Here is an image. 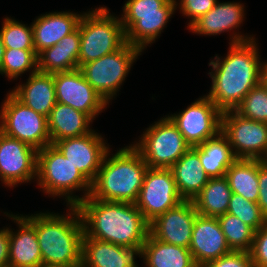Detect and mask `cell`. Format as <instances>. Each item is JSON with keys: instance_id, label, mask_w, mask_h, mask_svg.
<instances>
[{"instance_id": "obj_1", "label": "cell", "mask_w": 267, "mask_h": 267, "mask_svg": "<svg viewBox=\"0 0 267 267\" xmlns=\"http://www.w3.org/2000/svg\"><path fill=\"white\" fill-rule=\"evenodd\" d=\"M232 38L223 61L216 55L209 63L214 72L209 73L212 86L207 96L221 112L234 110L246 94L261 83L263 64L259 61L255 39L236 33Z\"/></svg>"}, {"instance_id": "obj_2", "label": "cell", "mask_w": 267, "mask_h": 267, "mask_svg": "<svg viewBox=\"0 0 267 267\" xmlns=\"http://www.w3.org/2000/svg\"><path fill=\"white\" fill-rule=\"evenodd\" d=\"M76 207L88 237L127 247L144 244L149 235V222L134 203L103 201L88 196Z\"/></svg>"}, {"instance_id": "obj_3", "label": "cell", "mask_w": 267, "mask_h": 267, "mask_svg": "<svg viewBox=\"0 0 267 267\" xmlns=\"http://www.w3.org/2000/svg\"><path fill=\"white\" fill-rule=\"evenodd\" d=\"M70 216L41 213L25 218L36 228L42 267H81L84 226L76 206Z\"/></svg>"}, {"instance_id": "obj_4", "label": "cell", "mask_w": 267, "mask_h": 267, "mask_svg": "<svg viewBox=\"0 0 267 267\" xmlns=\"http://www.w3.org/2000/svg\"><path fill=\"white\" fill-rule=\"evenodd\" d=\"M106 152L96 178L91 183L90 197L110 202L136 203L148 166L131 145L111 158Z\"/></svg>"}, {"instance_id": "obj_5", "label": "cell", "mask_w": 267, "mask_h": 267, "mask_svg": "<svg viewBox=\"0 0 267 267\" xmlns=\"http://www.w3.org/2000/svg\"><path fill=\"white\" fill-rule=\"evenodd\" d=\"M126 43V33L120 18L101 7L82 15L80 19L79 68L88 62L119 50Z\"/></svg>"}, {"instance_id": "obj_6", "label": "cell", "mask_w": 267, "mask_h": 267, "mask_svg": "<svg viewBox=\"0 0 267 267\" xmlns=\"http://www.w3.org/2000/svg\"><path fill=\"white\" fill-rule=\"evenodd\" d=\"M36 176L39 178V186L46 191L45 193L54 196L67 195L66 200L70 206H76L91 192V183L53 144L38 150ZM79 188L85 191L83 197L70 196L73 190Z\"/></svg>"}, {"instance_id": "obj_7", "label": "cell", "mask_w": 267, "mask_h": 267, "mask_svg": "<svg viewBox=\"0 0 267 267\" xmlns=\"http://www.w3.org/2000/svg\"><path fill=\"white\" fill-rule=\"evenodd\" d=\"M175 0H128L120 18L126 42L143 50L165 27L176 9Z\"/></svg>"}, {"instance_id": "obj_8", "label": "cell", "mask_w": 267, "mask_h": 267, "mask_svg": "<svg viewBox=\"0 0 267 267\" xmlns=\"http://www.w3.org/2000/svg\"><path fill=\"white\" fill-rule=\"evenodd\" d=\"M133 147L149 168H171L191 147L169 117L147 128Z\"/></svg>"}, {"instance_id": "obj_9", "label": "cell", "mask_w": 267, "mask_h": 267, "mask_svg": "<svg viewBox=\"0 0 267 267\" xmlns=\"http://www.w3.org/2000/svg\"><path fill=\"white\" fill-rule=\"evenodd\" d=\"M141 52L126 42L119 50L83 64L79 69L86 81L109 103Z\"/></svg>"}, {"instance_id": "obj_10", "label": "cell", "mask_w": 267, "mask_h": 267, "mask_svg": "<svg viewBox=\"0 0 267 267\" xmlns=\"http://www.w3.org/2000/svg\"><path fill=\"white\" fill-rule=\"evenodd\" d=\"M1 132L37 150L51 144L47 117L35 112L11 92L1 107Z\"/></svg>"}, {"instance_id": "obj_11", "label": "cell", "mask_w": 267, "mask_h": 267, "mask_svg": "<svg viewBox=\"0 0 267 267\" xmlns=\"http://www.w3.org/2000/svg\"><path fill=\"white\" fill-rule=\"evenodd\" d=\"M221 132L228 138L237 159L262 160L267 152V123L228 110L222 112Z\"/></svg>"}, {"instance_id": "obj_12", "label": "cell", "mask_w": 267, "mask_h": 267, "mask_svg": "<svg viewBox=\"0 0 267 267\" xmlns=\"http://www.w3.org/2000/svg\"><path fill=\"white\" fill-rule=\"evenodd\" d=\"M181 201L171 169L148 167L135 203L143 217L150 223Z\"/></svg>"}, {"instance_id": "obj_13", "label": "cell", "mask_w": 267, "mask_h": 267, "mask_svg": "<svg viewBox=\"0 0 267 267\" xmlns=\"http://www.w3.org/2000/svg\"><path fill=\"white\" fill-rule=\"evenodd\" d=\"M222 112L208 96L198 99L179 114L168 116L190 147L198 146L221 131Z\"/></svg>"}, {"instance_id": "obj_14", "label": "cell", "mask_w": 267, "mask_h": 267, "mask_svg": "<svg viewBox=\"0 0 267 267\" xmlns=\"http://www.w3.org/2000/svg\"><path fill=\"white\" fill-rule=\"evenodd\" d=\"M56 100L87 114L92 120L108 104L86 81L81 70L52 73Z\"/></svg>"}, {"instance_id": "obj_15", "label": "cell", "mask_w": 267, "mask_h": 267, "mask_svg": "<svg viewBox=\"0 0 267 267\" xmlns=\"http://www.w3.org/2000/svg\"><path fill=\"white\" fill-rule=\"evenodd\" d=\"M38 150L0 132V178L7 186L30 181L37 175Z\"/></svg>"}, {"instance_id": "obj_16", "label": "cell", "mask_w": 267, "mask_h": 267, "mask_svg": "<svg viewBox=\"0 0 267 267\" xmlns=\"http://www.w3.org/2000/svg\"><path fill=\"white\" fill-rule=\"evenodd\" d=\"M53 145L92 183L108 151L102 136L93 130L83 136L58 140Z\"/></svg>"}, {"instance_id": "obj_17", "label": "cell", "mask_w": 267, "mask_h": 267, "mask_svg": "<svg viewBox=\"0 0 267 267\" xmlns=\"http://www.w3.org/2000/svg\"><path fill=\"white\" fill-rule=\"evenodd\" d=\"M198 215L193 201L183 200L149 223V233L164 243L189 248Z\"/></svg>"}, {"instance_id": "obj_18", "label": "cell", "mask_w": 267, "mask_h": 267, "mask_svg": "<svg viewBox=\"0 0 267 267\" xmlns=\"http://www.w3.org/2000/svg\"><path fill=\"white\" fill-rule=\"evenodd\" d=\"M189 250L198 267L232 251L217 217L196 216Z\"/></svg>"}, {"instance_id": "obj_19", "label": "cell", "mask_w": 267, "mask_h": 267, "mask_svg": "<svg viewBox=\"0 0 267 267\" xmlns=\"http://www.w3.org/2000/svg\"><path fill=\"white\" fill-rule=\"evenodd\" d=\"M134 255L143 256V244L125 247L84 233L81 267H138Z\"/></svg>"}, {"instance_id": "obj_20", "label": "cell", "mask_w": 267, "mask_h": 267, "mask_svg": "<svg viewBox=\"0 0 267 267\" xmlns=\"http://www.w3.org/2000/svg\"><path fill=\"white\" fill-rule=\"evenodd\" d=\"M82 14L54 12L38 17L32 24L33 42L37 55L54 45L64 36L74 32Z\"/></svg>"}, {"instance_id": "obj_21", "label": "cell", "mask_w": 267, "mask_h": 267, "mask_svg": "<svg viewBox=\"0 0 267 267\" xmlns=\"http://www.w3.org/2000/svg\"><path fill=\"white\" fill-rule=\"evenodd\" d=\"M11 93L23 104L47 118L57 103L51 73L31 72L26 84L18 85Z\"/></svg>"}, {"instance_id": "obj_22", "label": "cell", "mask_w": 267, "mask_h": 267, "mask_svg": "<svg viewBox=\"0 0 267 267\" xmlns=\"http://www.w3.org/2000/svg\"><path fill=\"white\" fill-rule=\"evenodd\" d=\"M19 224L18 233L10 230L8 267H42L36 228L25 216L10 215Z\"/></svg>"}, {"instance_id": "obj_23", "label": "cell", "mask_w": 267, "mask_h": 267, "mask_svg": "<svg viewBox=\"0 0 267 267\" xmlns=\"http://www.w3.org/2000/svg\"><path fill=\"white\" fill-rule=\"evenodd\" d=\"M80 51V22L78 28L64 36L56 45L38 55V71L56 73L78 69Z\"/></svg>"}, {"instance_id": "obj_24", "label": "cell", "mask_w": 267, "mask_h": 267, "mask_svg": "<svg viewBox=\"0 0 267 267\" xmlns=\"http://www.w3.org/2000/svg\"><path fill=\"white\" fill-rule=\"evenodd\" d=\"M170 169L183 200L193 201L209 180L201 166L199 153L193 147Z\"/></svg>"}, {"instance_id": "obj_25", "label": "cell", "mask_w": 267, "mask_h": 267, "mask_svg": "<svg viewBox=\"0 0 267 267\" xmlns=\"http://www.w3.org/2000/svg\"><path fill=\"white\" fill-rule=\"evenodd\" d=\"M48 121V132L51 144L58 140L86 135L92 119L85 113L63 103H56Z\"/></svg>"}, {"instance_id": "obj_26", "label": "cell", "mask_w": 267, "mask_h": 267, "mask_svg": "<svg viewBox=\"0 0 267 267\" xmlns=\"http://www.w3.org/2000/svg\"><path fill=\"white\" fill-rule=\"evenodd\" d=\"M244 8L239 3H219L206 14L199 17L189 28L194 33L216 35L224 31L236 29L244 17Z\"/></svg>"}, {"instance_id": "obj_27", "label": "cell", "mask_w": 267, "mask_h": 267, "mask_svg": "<svg viewBox=\"0 0 267 267\" xmlns=\"http://www.w3.org/2000/svg\"><path fill=\"white\" fill-rule=\"evenodd\" d=\"M193 148L199 153L201 166L209 178L224 177L227 169L237 159L228 138L221 131Z\"/></svg>"}, {"instance_id": "obj_28", "label": "cell", "mask_w": 267, "mask_h": 267, "mask_svg": "<svg viewBox=\"0 0 267 267\" xmlns=\"http://www.w3.org/2000/svg\"><path fill=\"white\" fill-rule=\"evenodd\" d=\"M142 257L148 267H198L189 248L164 243L150 233L143 244Z\"/></svg>"}, {"instance_id": "obj_29", "label": "cell", "mask_w": 267, "mask_h": 267, "mask_svg": "<svg viewBox=\"0 0 267 267\" xmlns=\"http://www.w3.org/2000/svg\"><path fill=\"white\" fill-rule=\"evenodd\" d=\"M231 195L232 191L225 176L209 178L193 203L199 215L219 217L227 213Z\"/></svg>"}, {"instance_id": "obj_30", "label": "cell", "mask_w": 267, "mask_h": 267, "mask_svg": "<svg viewBox=\"0 0 267 267\" xmlns=\"http://www.w3.org/2000/svg\"><path fill=\"white\" fill-rule=\"evenodd\" d=\"M258 171V159H236L225 175L232 193L257 203L259 198Z\"/></svg>"}, {"instance_id": "obj_31", "label": "cell", "mask_w": 267, "mask_h": 267, "mask_svg": "<svg viewBox=\"0 0 267 267\" xmlns=\"http://www.w3.org/2000/svg\"><path fill=\"white\" fill-rule=\"evenodd\" d=\"M226 241L233 251L250 252L255 231L236 216L225 213L217 217Z\"/></svg>"}, {"instance_id": "obj_32", "label": "cell", "mask_w": 267, "mask_h": 267, "mask_svg": "<svg viewBox=\"0 0 267 267\" xmlns=\"http://www.w3.org/2000/svg\"><path fill=\"white\" fill-rule=\"evenodd\" d=\"M38 71V58L35 49L6 48L0 73L13 79L32 69Z\"/></svg>"}, {"instance_id": "obj_33", "label": "cell", "mask_w": 267, "mask_h": 267, "mask_svg": "<svg viewBox=\"0 0 267 267\" xmlns=\"http://www.w3.org/2000/svg\"><path fill=\"white\" fill-rule=\"evenodd\" d=\"M234 110L245 118L267 123V89L262 83L255 86Z\"/></svg>"}, {"instance_id": "obj_34", "label": "cell", "mask_w": 267, "mask_h": 267, "mask_svg": "<svg viewBox=\"0 0 267 267\" xmlns=\"http://www.w3.org/2000/svg\"><path fill=\"white\" fill-rule=\"evenodd\" d=\"M227 213L236 216L255 232L267 223L259 205L232 193Z\"/></svg>"}, {"instance_id": "obj_35", "label": "cell", "mask_w": 267, "mask_h": 267, "mask_svg": "<svg viewBox=\"0 0 267 267\" xmlns=\"http://www.w3.org/2000/svg\"><path fill=\"white\" fill-rule=\"evenodd\" d=\"M0 34L5 48L35 49L32 25L27 27L14 19L5 18Z\"/></svg>"}, {"instance_id": "obj_36", "label": "cell", "mask_w": 267, "mask_h": 267, "mask_svg": "<svg viewBox=\"0 0 267 267\" xmlns=\"http://www.w3.org/2000/svg\"><path fill=\"white\" fill-rule=\"evenodd\" d=\"M201 267H254L250 252L231 251Z\"/></svg>"}, {"instance_id": "obj_37", "label": "cell", "mask_w": 267, "mask_h": 267, "mask_svg": "<svg viewBox=\"0 0 267 267\" xmlns=\"http://www.w3.org/2000/svg\"><path fill=\"white\" fill-rule=\"evenodd\" d=\"M250 254L254 267H267V223L255 232Z\"/></svg>"}, {"instance_id": "obj_38", "label": "cell", "mask_w": 267, "mask_h": 267, "mask_svg": "<svg viewBox=\"0 0 267 267\" xmlns=\"http://www.w3.org/2000/svg\"><path fill=\"white\" fill-rule=\"evenodd\" d=\"M217 0H181L180 9L184 15L191 17L190 26L199 17L208 13L217 3Z\"/></svg>"}, {"instance_id": "obj_39", "label": "cell", "mask_w": 267, "mask_h": 267, "mask_svg": "<svg viewBox=\"0 0 267 267\" xmlns=\"http://www.w3.org/2000/svg\"><path fill=\"white\" fill-rule=\"evenodd\" d=\"M259 198L257 204L259 205L262 214L267 219V165L259 160Z\"/></svg>"}, {"instance_id": "obj_40", "label": "cell", "mask_w": 267, "mask_h": 267, "mask_svg": "<svg viewBox=\"0 0 267 267\" xmlns=\"http://www.w3.org/2000/svg\"><path fill=\"white\" fill-rule=\"evenodd\" d=\"M10 229L0 230V267L9 265Z\"/></svg>"}, {"instance_id": "obj_41", "label": "cell", "mask_w": 267, "mask_h": 267, "mask_svg": "<svg viewBox=\"0 0 267 267\" xmlns=\"http://www.w3.org/2000/svg\"><path fill=\"white\" fill-rule=\"evenodd\" d=\"M261 83L267 89V63H263L262 73H261Z\"/></svg>"}, {"instance_id": "obj_42", "label": "cell", "mask_w": 267, "mask_h": 267, "mask_svg": "<svg viewBox=\"0 0 267 267\" xmlns=\"http://www.w3.org/2000/svg\"><path fill=\"white\" fill-rule=\"evenodd\" d=\"M5 46L3 44V40H2V36L0 34V68H1V65H2V62H3V59H4V53H5Z\"/></svg>"}, {"instance_id": "obj_43", "label": "cell", "mask_w": 267, "mask_h": 267, "mask_svg": "<svg viewBox=\"0 0 267 267\" xmlns=\"http://www.w3.org/2000/svg\"><path fill=\"white\" fill-rule=\"evenodd\" d=\"M261 161L267 165V152L265 153Z\"/></svg>"}]
</instances>
